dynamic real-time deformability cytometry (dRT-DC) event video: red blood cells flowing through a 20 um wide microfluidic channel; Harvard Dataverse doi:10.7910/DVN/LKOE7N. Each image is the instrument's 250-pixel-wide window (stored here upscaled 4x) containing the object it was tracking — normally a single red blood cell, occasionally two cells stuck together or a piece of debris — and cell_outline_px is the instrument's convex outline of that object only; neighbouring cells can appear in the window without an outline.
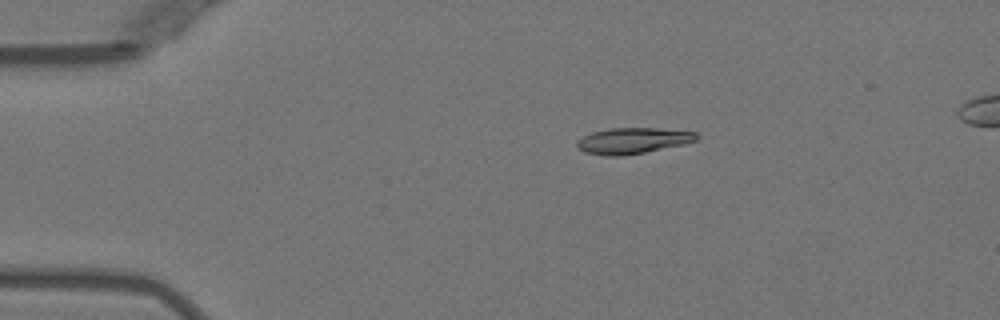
{"species": "Egyptian fruit bat (a non-hibernating species)", "species_latin": "Rousettus aegyptiacus", "temperature_condition": "warm", "stored_images_in_passage": 5, "camera_frame_rate_fps": 3000, "um_per_image_px": 0.085, "animal": {"sex": "female"}, "frame": {"image": 1, "passage_image": 3, "time_ms": 2.0, "image_size_px": [1000, 320], "cell_outline_px": [[700, 136], [696, 140], [684, 144], [624, 156], [608, 156], [584, 152], [576, 148], [576, 140], [592, 132], [612, 128], [656, 128], [696, 132]], "centroid_in_image_um": [53.76, 11.96], "position_along_channel_um": 31.2, "area_um2": 18.09}}